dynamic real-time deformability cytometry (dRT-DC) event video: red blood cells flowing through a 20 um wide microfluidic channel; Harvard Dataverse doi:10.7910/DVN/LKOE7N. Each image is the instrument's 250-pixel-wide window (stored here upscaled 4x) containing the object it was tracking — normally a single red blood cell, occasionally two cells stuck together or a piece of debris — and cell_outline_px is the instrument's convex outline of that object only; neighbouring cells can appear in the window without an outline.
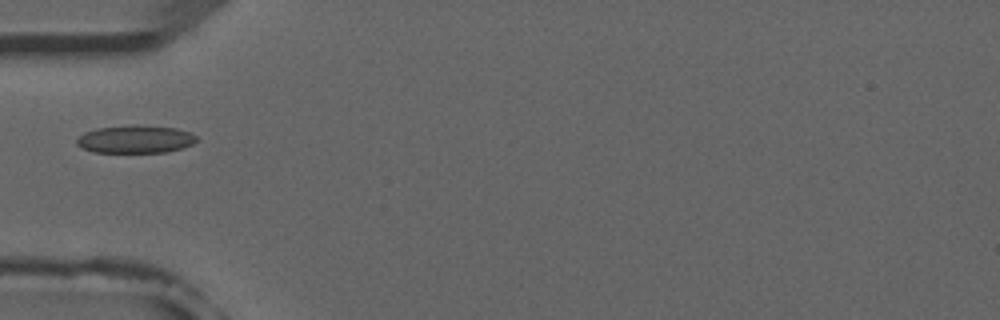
{"species": "common noctule bat (a hibernating species)", "species_latin": "Nyctalus noctula", "temperature_condition": "room temperature", "stored_images_in_passage": 2, "camera_frame_rate_fps": 3000, "um_per_image_px": 0.085, "animal": {"sex": "male", "forearm_length_mm": 52.5}, "frame": {"image": 1, "passage_image": 1, "time_ms": 0.0, "image_size_px": [1000, 320], "cell_outline_px": [[196, 140], [192, 144], [168, 152], [92, 152], [76, 144], [76, 140], [84, 132], [96, 128], [136, 124], [176, 128], [188, 132], [196, 136]], "centroid_in_image_um": [11.48, 11.82], "position_along_channel_um": 73.5, "area_um2": 19.36}}
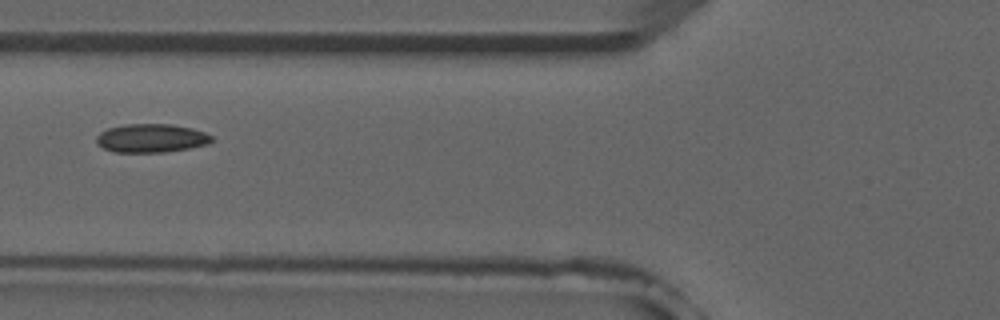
{"frame": {"image": 2, "passage_image": 2, "time_ms": 1.0, "image_size_px": [1000, 320], "cell_outline_px": [[212, 140], [208, 144], [188, 148], [164, 152], [112, 152], [104, 148], [96, 140], [96, 136], [100, 132], [108, 128], [128, 124], [172, 124], [192, 128], [204, 132], [212, 136]], "centroid_in_image_um": [12.86, 11.74], "position_along_channel_um": 112.9, "area_um2": 19.07}}